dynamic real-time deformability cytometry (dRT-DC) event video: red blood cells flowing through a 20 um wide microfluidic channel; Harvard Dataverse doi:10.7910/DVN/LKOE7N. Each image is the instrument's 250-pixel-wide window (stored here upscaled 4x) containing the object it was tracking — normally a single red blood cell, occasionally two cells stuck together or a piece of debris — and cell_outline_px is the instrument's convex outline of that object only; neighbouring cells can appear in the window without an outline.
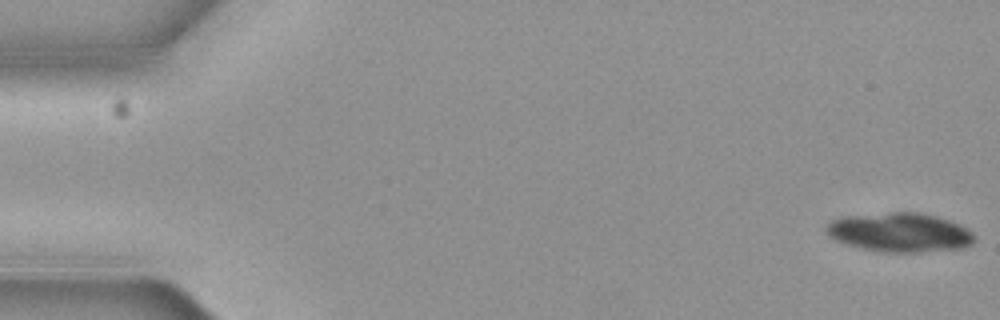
{"species": "common noctule bat (a hibernating species)", "species_latin": "Nyctalus noctula", "temperature_condition": "cold", "stored_images_in_passage": 6, "camera_frame_rate_fps": 3000, "um_per_image_px": 0.085, "animal": {"sex": "female", "body_mass_g": 19.3, "forearm_length_mm": 54.1}, "frame": {"image": 1, "passage_image": 1, "time_ms": 0.0, "image_size_px": [1000, 320], "cell_outline_px": [[976, 236], [968, 244], [960, 248], [920, 252], [880, 252], [860, 248], [836, 240], [828, 232], [828, 224], [832, 220], [844, 216], [892, 212], [924, 212], [960, 224], [968, 228]], "centroid_in_image_um": [76.51, 19.74], "position_along_channel_um": 8.5, "area_um2": 33.52}}